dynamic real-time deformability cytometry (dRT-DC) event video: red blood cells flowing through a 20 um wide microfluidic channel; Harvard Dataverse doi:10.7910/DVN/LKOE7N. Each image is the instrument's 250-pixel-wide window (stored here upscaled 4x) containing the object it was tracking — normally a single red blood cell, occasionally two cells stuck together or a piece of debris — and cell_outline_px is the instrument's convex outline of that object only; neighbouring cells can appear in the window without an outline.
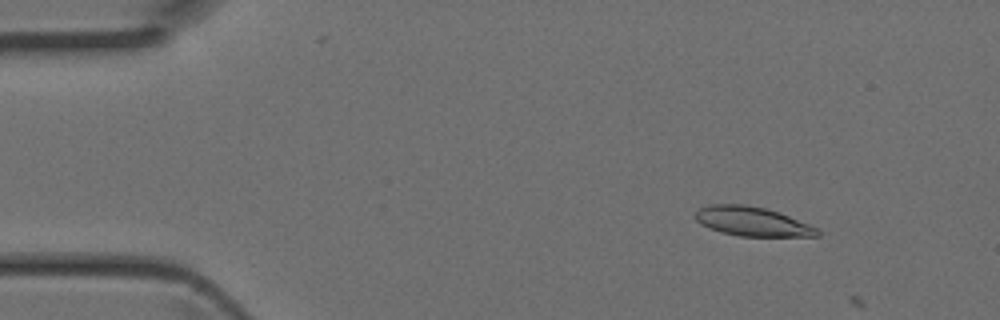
{"species": "Egyptian fruit bat (a non-hibernating species)", "species_latin": "Rousettus aegyptiacus", "temperature_condition": "room temperature", "stored_images_in_passage": 6, "camera_frame_rate_fps": 3000, "um_per_image_px": 0.085, "animal": {"sex": "female"}, "frame": {"image": 1, "passage_image": 5, "time_ms": 1.333, "image_size_px": [1000, 320], "cell_outline_px": [[820, 236], [740, 236], [720, 232], [700, 224], [692, 216], [700, 208], [708, 204], [744, 204], [764, 208], [788, 216], [820, 228]], "centroid_in_image_um": [63.91, 18.82], "position_along_channel_um": 21.1, "area_um2": 20.81}}